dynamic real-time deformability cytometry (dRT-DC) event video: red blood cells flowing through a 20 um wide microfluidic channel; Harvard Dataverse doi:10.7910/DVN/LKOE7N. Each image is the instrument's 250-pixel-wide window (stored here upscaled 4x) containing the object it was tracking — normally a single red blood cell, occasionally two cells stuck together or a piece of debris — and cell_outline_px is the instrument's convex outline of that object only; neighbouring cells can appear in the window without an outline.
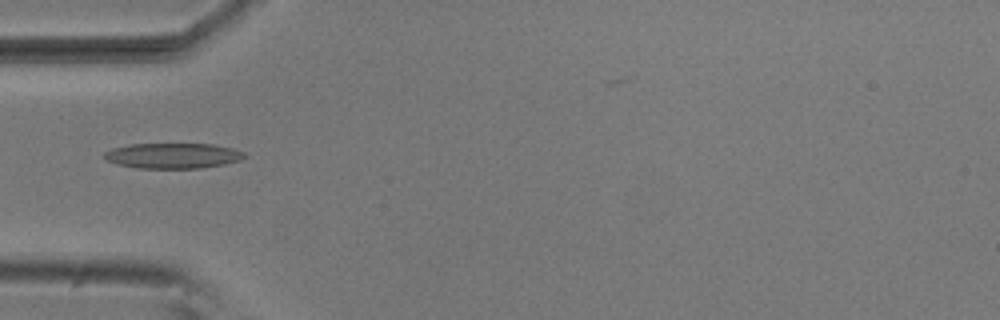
{"species": "common noctule bat (a hibernating species)", "species_latin": "Nyctalus noctula", "temperature_condition": "room temperature", "stored_images_in_passage": 8, "camera_frame_rate_fps": 3000, "um_per_image_px": 0.085, "animal": {"sex": "male", "body_mass_g": 20.5, "forearm_length_mm": 52.5}, "frame": {"image": 1, "passage_image": 5, "time_ms": 1.333, "image_size_px": [1000, 320], "cell_outline_px": [[248, 156], [240, 160], [224, 164], [200, 168], [136, 168], [120, 164], [108, 160], [104, 156], [104, 152], [112, 148], [128, 144], [216, 144], [232, 148], [244, 152]], "centroid_in_image_um": [14.73, 13.23], "position_along_channel_um": 70.3, "area_um2": 20.69}}
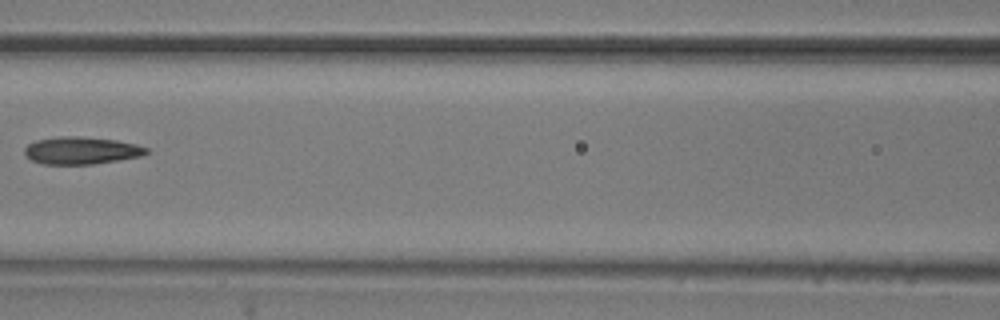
{"frame": {"image": 2, "passage_image": 7, "time_ms": 2.0, "image_size_px": [1000, 320], "cell_outline_px": [[148, 152], [140, 156], [92, 164], [44, 164], [32, 160], [24, 156], [24, 148], [28, 144], [36, 140], [60, 136], [76, 136], [116, 140], [136, 144], [148, 148]], "centroid_in_image_um": [6.87, 12.79], "position_along_channel_um": 159.7, "area_um2": 19.31}}
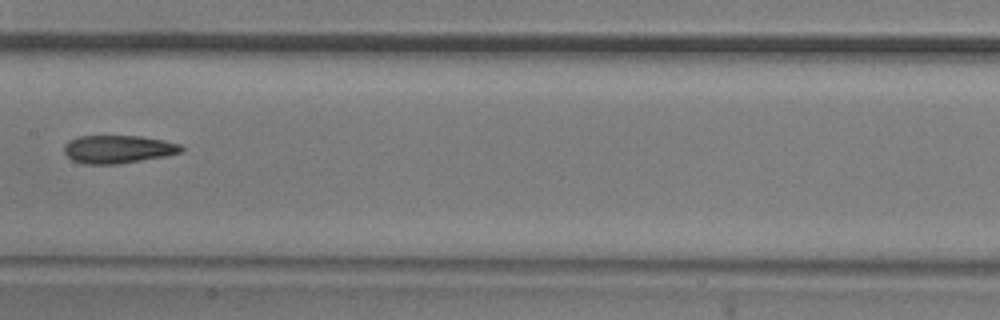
{"frame": {"image": 3, "passage_image": 8, "time_ms": 2.333, "image_size_px": [1000, 320], "cell_outline_px": [[184, 152], [164, 156], [120, 164], [84, 164], [72, 160], [64, 152], [64, 144], [68, 140], [80, 136], [140, 136], [164, 140], [180, 144], [184, 148]], "centroid_in_image_um": [10.04, 12.68], "position_along_channel_um": 197.4, "area_um2": 19.25}}